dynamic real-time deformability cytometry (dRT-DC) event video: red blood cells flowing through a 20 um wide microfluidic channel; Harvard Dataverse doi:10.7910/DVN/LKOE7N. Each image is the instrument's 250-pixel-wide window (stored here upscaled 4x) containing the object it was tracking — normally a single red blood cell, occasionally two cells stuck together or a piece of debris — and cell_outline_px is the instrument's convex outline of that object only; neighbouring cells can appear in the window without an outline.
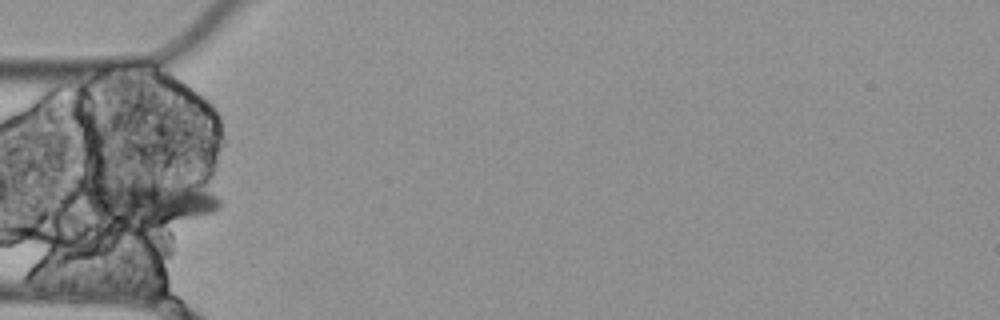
{"species": "Egyptian fruit bat (a non-hibernating species)", "species_latin": "Rousettus aegyptiacus", "temperature_condition": "cold", "stored_images_in_passage": 1, "camera_frame_rate_fps": 3000, "um_per_image_px": 0.085, "animal": {"sex": "female"}, "frame": {"image": 1, "passage_image": 1, "time_ms": 0.0, "image_size_px": [1000, 320], "cell_outline_px": [[220, 208], [212, 212], [196, 216], [160, 224], [92, 224], [84, 200], [84, 196], [88, 184], [92, 180], [188, 184], [208, 192], [216, 196], [220, 200]], "centroid_in_image_um": [12.39, 17.2], "position_along_channel_um": 72.6, "area_um2": 35.32}}